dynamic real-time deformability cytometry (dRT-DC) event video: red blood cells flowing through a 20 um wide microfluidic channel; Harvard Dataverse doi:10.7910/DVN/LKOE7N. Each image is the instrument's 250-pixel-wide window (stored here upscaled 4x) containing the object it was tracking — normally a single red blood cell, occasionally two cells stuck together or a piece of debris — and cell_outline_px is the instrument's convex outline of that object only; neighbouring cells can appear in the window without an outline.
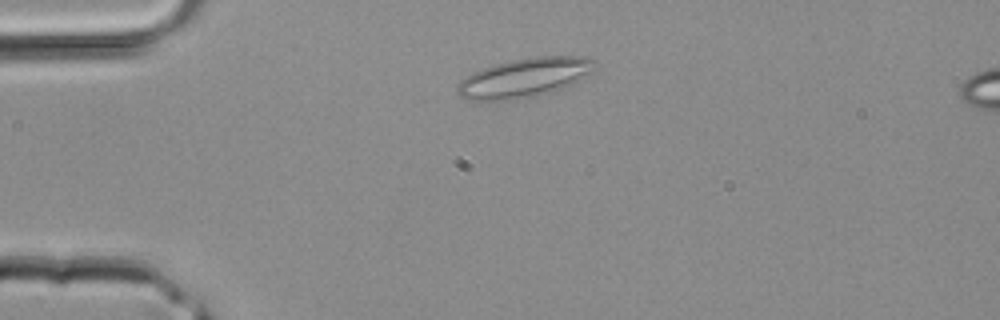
{"species": "common noctule bat (a hibernating species)", "species_latin": "Nyctalus noctula", "temperature_condition": "room temperature", "stored_images_in_passage": 2, "camera_frame_rate_fps": 3000, "um_per_image_px": 0.085, "animal": {"sex": "male", "body_mass_g": 20.4}, "frame": {"image": 1, "passage_image": 1, "time_ms": 0.0, "image_size_px": [1000, 320], "cell_outline_px": [[596, 68], [592, 72], [572, 84], [552, 92], [536, 96], [480, 104], [460, 96], [456, 92], [456, 88], [460, 80], [472, 72], [496, 64], [512, 60], [536, 56], [588, 56], [596, 60]], "centroid_in_image_um": [44.55, 6.63], "position_along_channel_um": 40.4, "area_um2": 32.08}}